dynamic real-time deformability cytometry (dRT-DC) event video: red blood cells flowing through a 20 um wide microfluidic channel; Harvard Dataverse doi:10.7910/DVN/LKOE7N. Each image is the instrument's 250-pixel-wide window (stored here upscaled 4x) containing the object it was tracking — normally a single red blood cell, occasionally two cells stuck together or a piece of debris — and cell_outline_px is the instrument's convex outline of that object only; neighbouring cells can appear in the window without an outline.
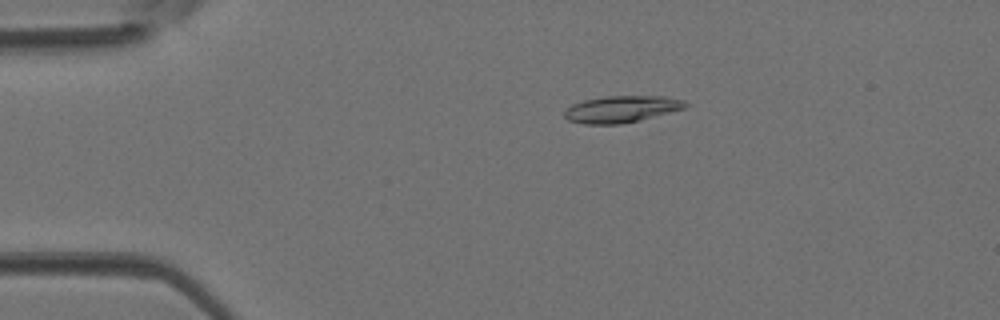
{"species": "Egyptian fruit bat (a non-hibernating species)", "species_latin": "Rousettus aegyptiacus", "temperature_condition": "room temperature", "stored_images_in_passage": 44, "camera_frame_rate_fps": 3000, "um_per_image_px": 0.085, "animal": {"sex": "female"}, "frame": {"image": 1, "passage_image": 9, "time_ms": 2.667, "image_size_px": [1000, 320], "cell_outline_px": [[688, 104], [684, 108], [620, 124], [584, 124], [568, 120], [564, 116], [564, 112], [572, 104], [584, 100], [608, 96], [664, 96], [684, 100]], "centroid_in_image_um": [52.79, 9.26], "position_along_channel_um": 32.2, "area_um2": 18.44}}
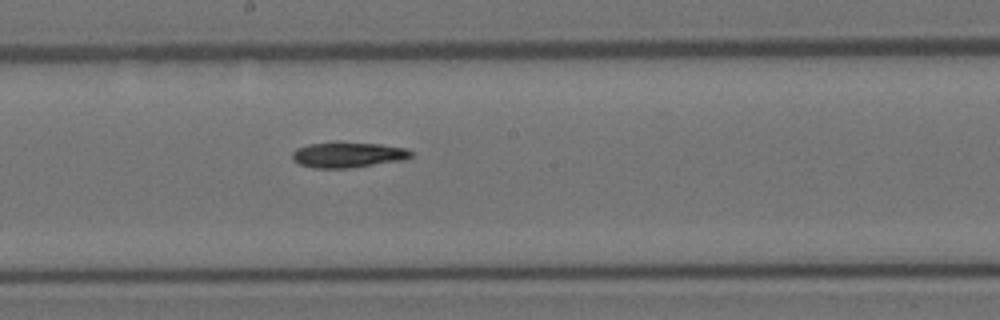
{"frame": {"image": 2, "passage_image": 24, "time_ms": 7.667, "image_size_px": [1000, 320], "cell_outline_px": [[412, 156], [404, 160], [348, 168], [312, 168], [300, 164], [292, 160], [292, 152], [296, 148], [308, 144], [380, 144], [408, 148], [412, 152]], "centroid_in_image_um": [29.58, 13.19], "position_along_channel_um": 218.6, "area_um2": 17.17}}
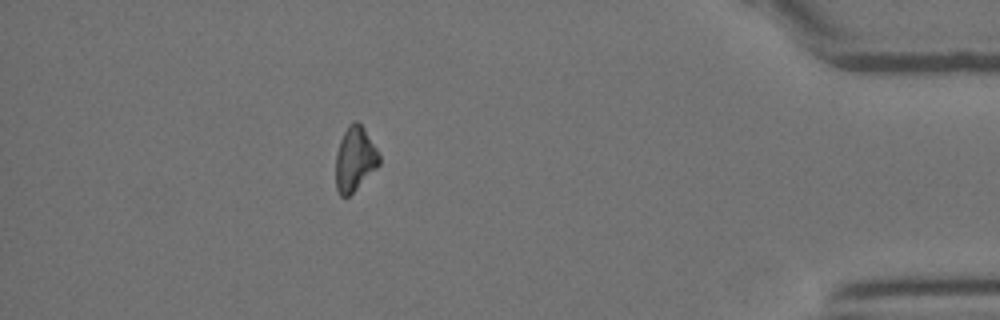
{"frame": {"image": 3, "passage_image": 39, "time_ms": 12.667, "image_size_px": [1000, 320], "cell_outline_px": [[380, 164], [348, 196], [340, 196], [336, 188], [336, 152], [340, 140], [348, 124], [356, 120], [364, 128], [376, 148], [380, 156]], "centroid_in_image_um": [30.15, 13.49], "position_along_channel_um": 405.1, "area_um2": 16.07}}